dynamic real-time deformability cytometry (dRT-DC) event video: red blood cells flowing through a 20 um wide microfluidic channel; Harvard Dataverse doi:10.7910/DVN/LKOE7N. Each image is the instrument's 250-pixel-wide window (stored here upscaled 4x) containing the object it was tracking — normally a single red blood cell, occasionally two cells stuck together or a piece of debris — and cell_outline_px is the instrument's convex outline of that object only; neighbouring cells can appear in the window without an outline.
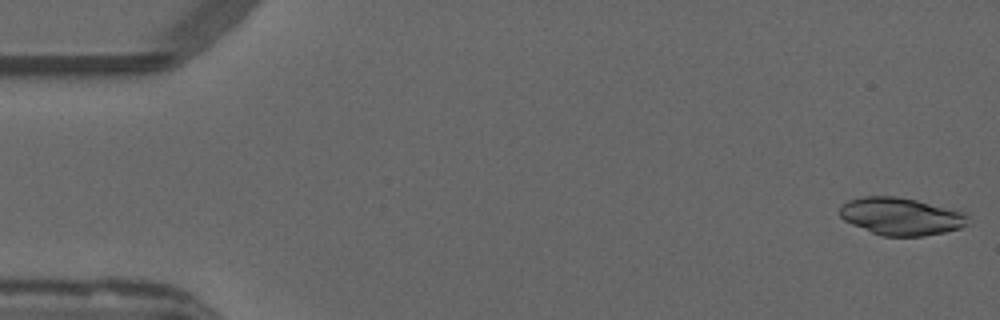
{"species": "common noctule bat (a hibernating species)", "species_latin": "Nyctalus noctula", "temperature_condition": "warm", "stored_images_in_passage": 19, "camera_frame_rate_fps": 3000, "um_per_image_px": 0.085, "animal": {"sex": "male", "forearm_length_mm": 52.5}, "frame": {"image": 1, "passage_image": 1, "time_ms": 0.0, "image_size_px": [1000, 320], "cell_outline_px": [[968, 224], [960, 228], [944, 232], [924, 236], [884, 236], [872, 232], [852, 224], [844, 220], [840, 216], [840, 204], [848, 200], [864, 196], [896, 196], [916, 200], [968, 212]], "centroid_in_image_um": [76.61, 18.38], "position_along_channel_um": 8.4, "area_um2": 28.15}}